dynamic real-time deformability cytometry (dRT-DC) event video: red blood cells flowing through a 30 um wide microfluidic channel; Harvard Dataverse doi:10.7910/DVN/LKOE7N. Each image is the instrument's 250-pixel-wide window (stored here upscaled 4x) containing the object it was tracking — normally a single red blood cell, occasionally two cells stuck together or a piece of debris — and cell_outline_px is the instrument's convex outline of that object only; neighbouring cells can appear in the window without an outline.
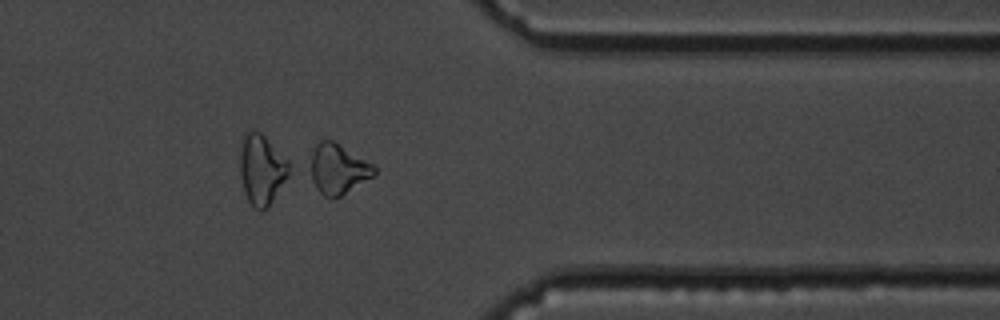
{"species": "common noctule bat (a hibernating species)", "species_latin": "Nyctalus noctula", "temperature_condition": "cold", "stored_images_in_passage": 37, "camera_frame_rate_fps": 3000, "um_per_image_px": 0.085, "animal": {"sex": "male", "body_mass_g": 19.5, "forearm_length_mm": 54.6}, "frame": {"image": 1, "passage_image": 27, "time_ms": 8.667, "image_size_px": [1000, 320], "cell_outline_px": [[376, 172], [372, 176], [340, 196], [332, 200], [324, 196], [316, 188], [312, 180], [312, 152], [316, 144], [320, 140], [332, 140], [372, 164], [376, 168]], "centroid_in_image_um": [28.72, 14.38], "position_along_channel_um": 382.7, "area_um2": 18.09}}